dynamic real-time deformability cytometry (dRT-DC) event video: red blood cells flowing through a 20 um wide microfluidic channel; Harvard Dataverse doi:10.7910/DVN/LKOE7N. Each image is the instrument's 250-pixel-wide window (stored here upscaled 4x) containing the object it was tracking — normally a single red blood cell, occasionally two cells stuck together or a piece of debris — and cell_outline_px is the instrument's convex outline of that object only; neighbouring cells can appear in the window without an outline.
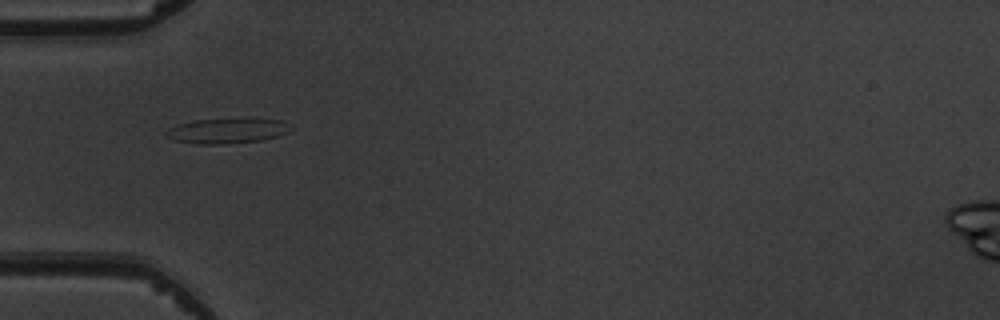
{"species": "common noctule bat (a hibernating species)", "species_latin": "Nyctalus noctula", "temperature_condition": "warm", "stored_images_in_passage": 6, "camera_frame_rate_fps": 3000, "um_per_image_px": 0.085, "animal": {"sex": "male", "body_mass_g": 19.5, "forearm_length_mm": 54.6}, "frame": {"image": 1, "passage_image": 4, "time_ms": 4.333, "image_size_px": [1000, 320], "cell_outline_px": [[288, 132], [276, 136], [260, 140], [228, 144], [196, 144], [176, 140], [168, 136], [164, 132], [168, 128], [176, 124], [196, 120], [240, 116], [252, 116], [280, 120]], "centroid_in_image_um": [19.25, 11.07], "position_along_channel_um": 65.8, "area_um2": 18.67}}
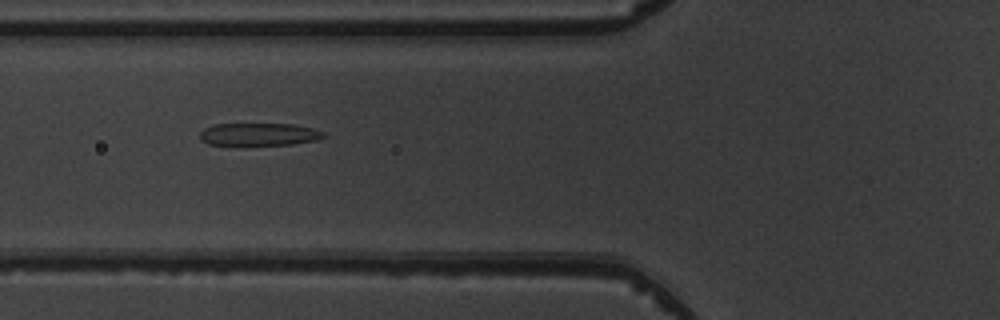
{"frame": {"image": 2, "passage_image": 5, "time_ms": 5.333, "image_size_px": [1000, 320], "cell_outline_px": [[328, 136], [316, 140], [292, 144], [208, 144], [200, 140], [200, 132], [204, 128], [212, 124], [292, 124], [312, 128], [324, 132]], "centroid_in_image_um": [22.02, 11.4], "position_along_channel_um": 103.8, "area_um2": 16.13}}
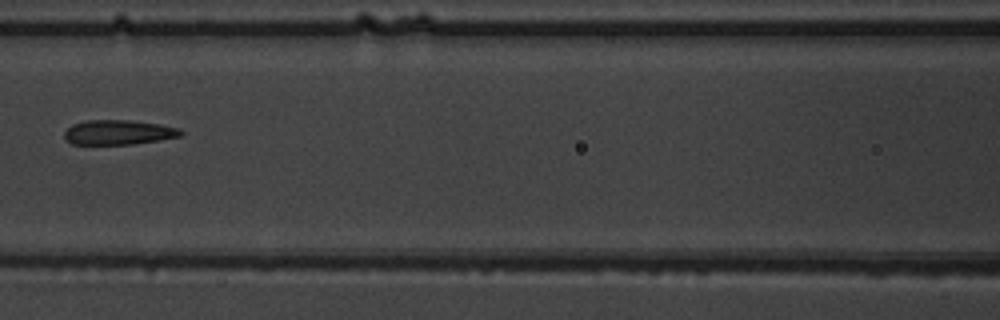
{"frame": {"image": 3, "passage_image": 6, "time_ms": 6.667, "image_size_px": [1000, 320], "cell_outline_px": [[184, 132], [180, 136], [132, 144], [72, 144], [64, 140], [64, 132], [72, 124], [88, 120], [128, 120], [160, 124], [180, 128]], "centroid_in_image_um": [10.04, 11.24], "position_along_channel_um": 156.6, "area_um2": 16.7}}